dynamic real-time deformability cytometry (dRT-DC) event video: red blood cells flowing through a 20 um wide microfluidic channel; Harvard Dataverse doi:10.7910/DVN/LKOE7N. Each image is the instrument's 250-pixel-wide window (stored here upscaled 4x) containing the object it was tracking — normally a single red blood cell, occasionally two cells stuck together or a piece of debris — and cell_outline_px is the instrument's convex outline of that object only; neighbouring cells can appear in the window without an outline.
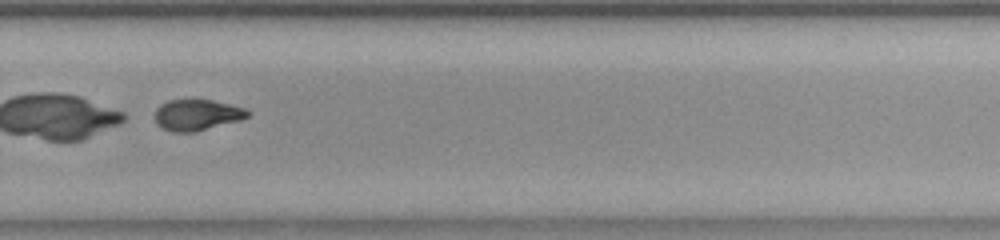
{"species": "common noctule bat (a hibernating species)", "species_latin": "Nyctalus noctula", "temperature_condition": "room temperature", "stored_images_in_passage": 39, "camera_frame_rate_fps": 3000, "um_per_image_px": 0.085, "animal": {"sex": "female", "body_mass_g": 23.0, "forearm_length_mm": 53.4}, "frame": {"image": 1, "passage_image": 27, "time_ms": 8.667, "image_size_px": [1000, 240], "cell_outline_px": [[248, 116], [240, 120], [196, 132], [172, 132], [156, 124], [156, 108], [160, 104], [168, 100], [212, 100], [244, 108], [248, 112]], "centroid_in_image_um": [16.71, 9.77], "position_along_channel_um": 313.1, "area_um2": 16.59}}